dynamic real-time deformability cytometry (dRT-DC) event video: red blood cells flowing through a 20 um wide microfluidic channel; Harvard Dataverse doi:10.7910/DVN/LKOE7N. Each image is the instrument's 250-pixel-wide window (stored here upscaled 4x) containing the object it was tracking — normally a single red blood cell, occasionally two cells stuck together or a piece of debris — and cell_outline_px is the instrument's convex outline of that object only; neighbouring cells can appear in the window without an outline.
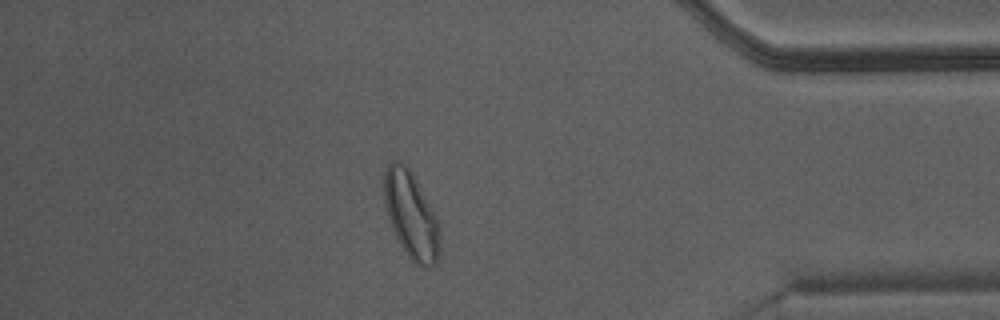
{"species": "Egyptian fruit bat (a non-hibernating species)", "species_latin": "Rousettus aegyptiacus", "temperature_condition": "warm", "stored_images_in_passage": 46, "camera_frame_rate_fps": 3000, "um_per_image_px": 0.085, "animal": {"sex": "male"}, "frame": {"image": 1, "passage_image": 40, "time_ms": 13.0, "image_size_px": [1000, 320], "cell_outline_px": [[440, 252], [436, 260], [428, 268], [420, 268], [408, 256], [400, 244], [392, 228], [388, 216], [384, 200], [384, 172], [388, 164], [396, 156], [408, 168], [436, 212], [440, 224]], "centroid_in_image_um": [34.96, 18.28], "position_along_channel_um": 400.2, "area_um2": 28.5}}